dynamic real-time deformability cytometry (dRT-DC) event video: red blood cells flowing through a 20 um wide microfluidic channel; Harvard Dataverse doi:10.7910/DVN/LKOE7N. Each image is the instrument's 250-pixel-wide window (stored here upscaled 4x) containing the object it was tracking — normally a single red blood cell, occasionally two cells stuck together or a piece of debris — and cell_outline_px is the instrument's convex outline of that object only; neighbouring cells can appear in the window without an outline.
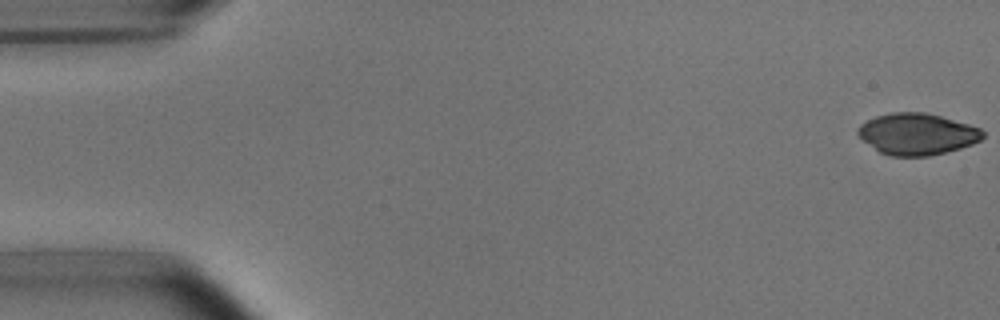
{"species": "common noctule bat (a hibernating species)", "species_latin": "Nyctalus noctula", "temperature_condition": "room temperature", "stored_images_in_passage": 52, "camera_frame_rate_fps": 3000, "um_per_image_px": 0.085, "animal": {"sex": "male", "body_mass_g": 15.6}, "frame": {"image": 1, "passage_image": 1, "time_ms": 0.0, "image_size_px": [1000, 320], "cell_outline_px": [[984, 136], [980, 140], [972, 144], [960, 148], [928, 156], [892, 156], [880, 152], [864, 140], [856, 132], [860, 124], [876, 116], [892, 112], [924, 112], [940, 116], [968, 124], [980, 128], [984, 132]], "centroid_in_image_um": [77.96, 11.38], "position_along_channel_um": 7.0, "area_um2": 29.88}}
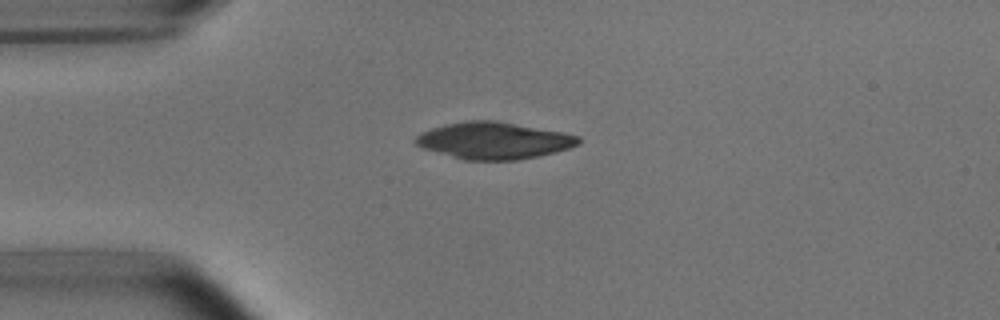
{"frame": {"image": 2, "passage_image": 13, "time_ms": 4.0, "image_size_px": [1000, 320], "cell_outline_px": [[580, 144], [556, 152], [516, 160], [464, 160], [424, 148], [416, 144], [412, 140], [420, 132], [432, 128], [448, 124], [468, 120], [496, 120], [564, 132], [580, 136]], "centroid_in_image_um": [41.99, 11.94], "position_along_channel_um": 43.0, "area_um2": 34.91}}
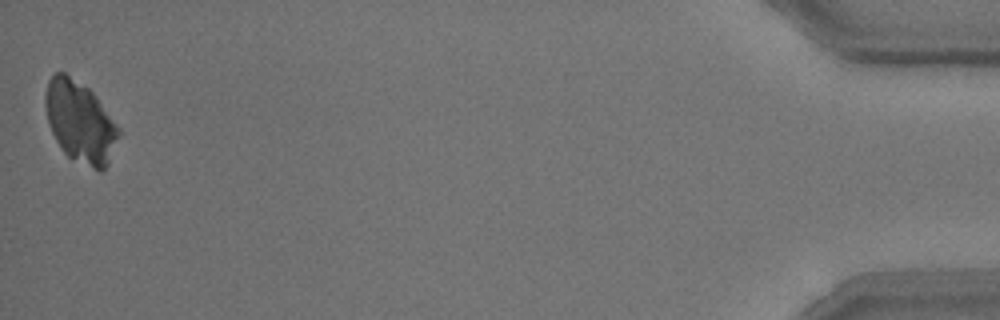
{"frame": {"image": 3, "passage_image": 52, "time_ms": 17.0, "image_size_px": [1000, 320], "cell_outline_px": [[120, 136], [108, 164], [100, 172], [68, 156], [60, 148], [48, 124], [44, 104], [44, 96], [48, 80], [56, 72], [64, 72], [88, 88], [96, 96], [120, 128]], "centroid_in_image_um": [6.8, 10.36], "position_along_channel_um": 428.4, "area_um2": 34.8}}